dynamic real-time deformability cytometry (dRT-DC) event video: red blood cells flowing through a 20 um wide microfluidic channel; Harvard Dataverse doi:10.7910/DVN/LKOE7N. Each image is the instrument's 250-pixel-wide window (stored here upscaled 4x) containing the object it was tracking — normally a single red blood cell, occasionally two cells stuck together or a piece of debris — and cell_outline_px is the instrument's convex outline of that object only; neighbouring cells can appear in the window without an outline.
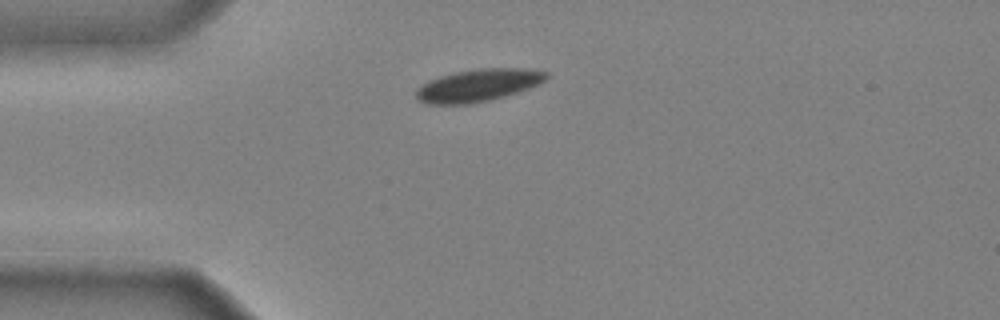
{"species": "common noctule bat (a hibernating species)", "species_latin": "Nyctalus noctula", "temperature_condition": "cold", "stored_images_in_passage": 32, "camera_frame_rate_fps": 3000, "um_per_image_px": 0.085, "animal": {"sex": "male", "body_mass_g": 20.4}, "frame": {"image": 1, "passage_image": 1, "time_ms": 0.0, "image_size_px": [1000, 320], "cell_outline_px": [[548, 76], [540, 84], [504, 96], [488, 100], [468, 104], [428, 104], [420, 100], [416, 96], [416, 88], [420, 84], [428, 80], [452, 72], [480, 68], [524, 68], [548, 72]], "centroid_in_image_um": [40.61, 7.24], "position_along_channel_um": 44.4, "area_um2": 24.57}}
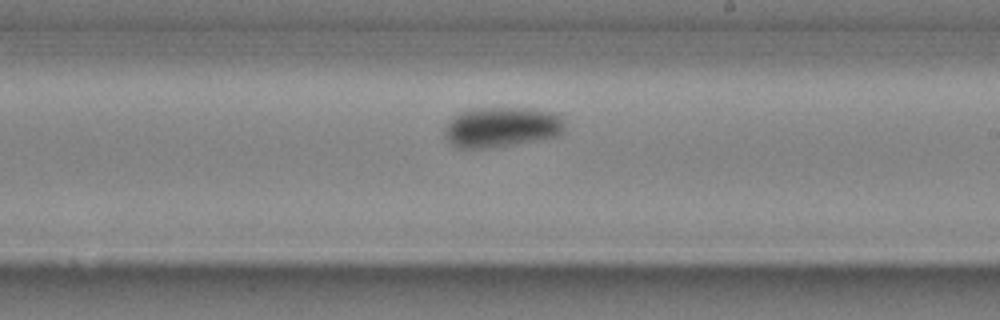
{"frame": {"image": 2, "passage_image": 18, "time_ms": 5.667, "image_size_px": [1000, 320], "cell_outline_px": [[564, 132], [560, 136], [492, 148], [456, 148], [444, 136], [444, 128], [452, 116], [468, 108], [532, 108], [556, 112], [564, 120]], "centroid_in_image_um": [42.64, 10.79], "position_along_channel_um": 246.4, "area_um2": 28.73}}
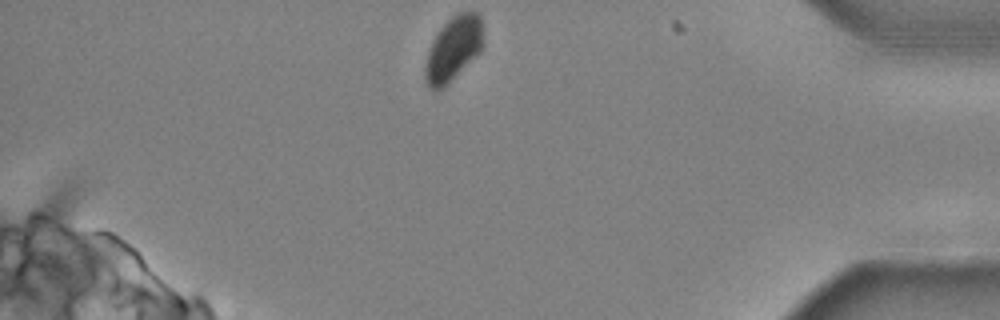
{"frame": {"image": 3, "passage_image": 32, "time_ms": 10.333, "image_size_px": [1000, 320], "cell_outline_px": [[484, 48], [444, 88], [436, 92], [432, 92], [424, 76], [424, 68], [428, 52], [440, 28], [456, 12], [480, 12], [484, 28]], "centroid_in_image_um": [38.58, 4.14], "position_along_channel_um": 396.6, "area_um2": 22.2}, "authors_computed_cell_mechanics": {"area_um2": 26.7325, "velocity_mm_per_s": 3.8927, "shape_relaxation_time_tau1_ms": 3.1442, "shape_relaxation_time_tau2_ms": null, "deformation_change_tau1": 0.1001, "deformation_change_tau2": null}}